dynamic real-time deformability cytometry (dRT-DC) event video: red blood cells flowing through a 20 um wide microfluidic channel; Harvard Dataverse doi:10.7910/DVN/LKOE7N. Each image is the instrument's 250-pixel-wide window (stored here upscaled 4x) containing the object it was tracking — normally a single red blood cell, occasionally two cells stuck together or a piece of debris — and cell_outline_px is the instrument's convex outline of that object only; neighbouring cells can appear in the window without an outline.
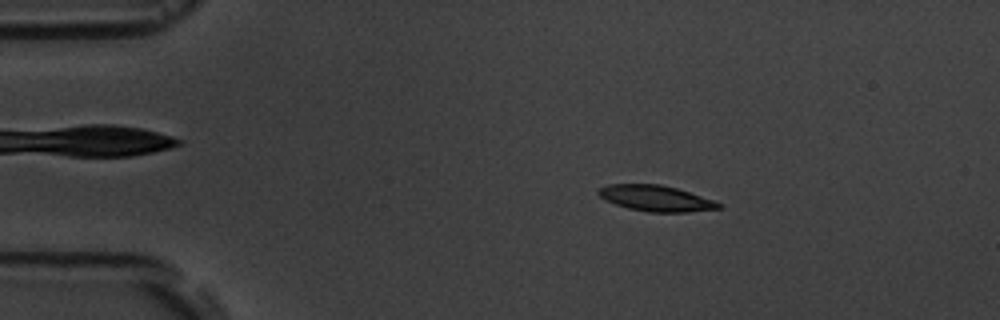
{"species": "common noctule bat (a hibernating species)", "species_latin": "Nyctalus noctula", "temperature_condition": "room temperature", "stored_images_in_passage": 4, "camera_frame_rate_fps": 3000, "um_per_image_px": 0.085, "animal": {"sex": "male", "body_mass_g": 19.5, "forearm_length_mm": 54.6}, "frame": {"image": 1, "passage_image": 2, "time_ms": 1.0, "image_size_px": [1000, 320], "cell_outline_px": [[724, 208], [688, 212], [648, 212], [628, 208], [604, 200], [596, 192], [600, 188], [608, 184], [660, 184], [676, 188], [716, 200], [724, 204]], "centroid_in_image_um": [55.81, 16.86], "position_along_channel_um": 29.2, "area_um2": 18.32}}